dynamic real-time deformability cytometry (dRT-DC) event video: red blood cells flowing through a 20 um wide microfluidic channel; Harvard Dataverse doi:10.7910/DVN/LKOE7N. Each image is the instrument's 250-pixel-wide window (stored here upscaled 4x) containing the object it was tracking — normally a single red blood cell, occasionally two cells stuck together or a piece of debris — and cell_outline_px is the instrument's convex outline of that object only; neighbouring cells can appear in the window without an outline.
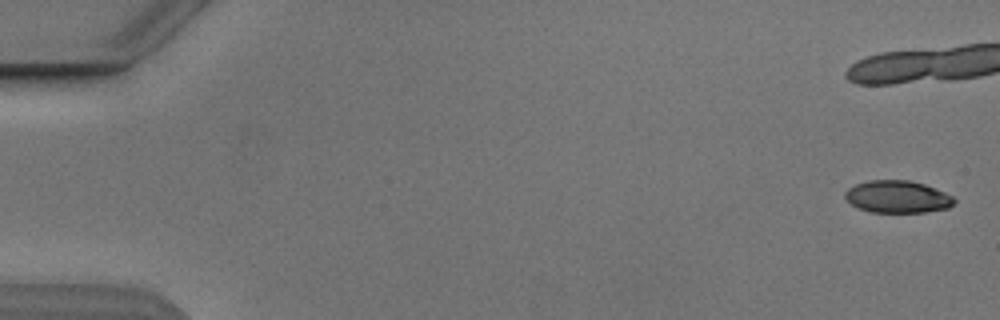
{"species": "Egyptian fruit bat (a non-hibernating species)", "species_latin": "Rousettus aegyptiacus", "temperature_condition": "cold", "stored_images_in_passage": 7, "camera_frame_rate_fps": 3000, "um_per_image_px": 0.085, "animal": {"sex": "male"}, "frame": {"image": 1, "passage_image": 1, "time_ms": 0.0, "image_size_px": [1000, 320], "cell_outline_px": [[956, 200], [948, 208], [924, 212], [872, 212], [860, 208], [852, 204], [844, 196], [844, 192], [848, 188], [856, 184], [868, 180], [908, 180], [924, 184], [944, 192], [952, 196]], "centroid_in_image_um": [76.28, 16.72], "position_along_channel_um": 8.7, "area_um2": 20.35}}